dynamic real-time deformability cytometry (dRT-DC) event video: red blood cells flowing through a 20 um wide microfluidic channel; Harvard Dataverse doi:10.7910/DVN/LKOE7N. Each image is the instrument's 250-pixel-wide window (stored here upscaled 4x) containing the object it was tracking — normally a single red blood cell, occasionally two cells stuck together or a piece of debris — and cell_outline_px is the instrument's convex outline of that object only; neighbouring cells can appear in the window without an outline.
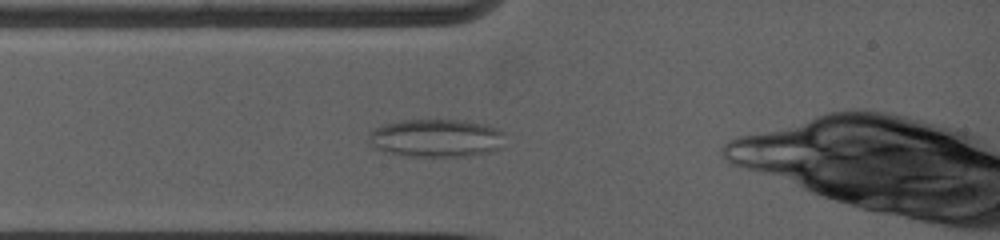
{"species": "common noctule bat (a hibernating species)", "species_latin": "Nyctalus noctula", "temperature_condition": "warm", "stored_images_in_passage": 41, "camera_frame_rate_fps": 5000, "um_per_image_px": 0.085, "animal": {"sex": "female", "body_mass_g": 19.0, "forearm_length_mm": 53.3}, "frame": {"image": 1, "passage_image": 6, "time_ms": 1.2, "image_size_px": [1000, 240], "cell_outline_px": [[504, 148], [472, 156], [404, 156], [384, 152], [372, 148], [368, 144], [368, 132], [372, 128], [384, 124], [400, 120], [464, 120], [484, 124], [500, 128], [504, 132]], "centroid_in_image_um": [37.06, 11.74], "position_along_channel_um": 47.9, "area_um2": 31.04}}
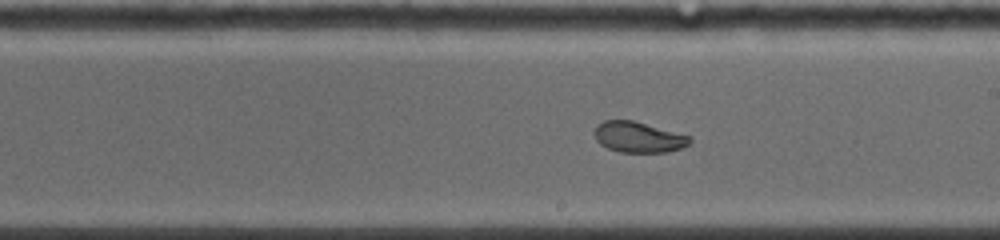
{"frame": {"image": 2, "passage_image": 25, "time_ms": 6.0, "image_size_px": [1000, 240], "cell_outline_px": [[692, 140], [688, 144], [680, 148], [668, 152], [620, 152], [608, 148], [600, 144], [596, 140], [592, 132], [596, 124], [604, 120], [632, 120], [688, 136]], "centroid_in_image_um": [54.18, 11.65], "position_along_channel_um": 234.8, "area_um2": 16.94}}
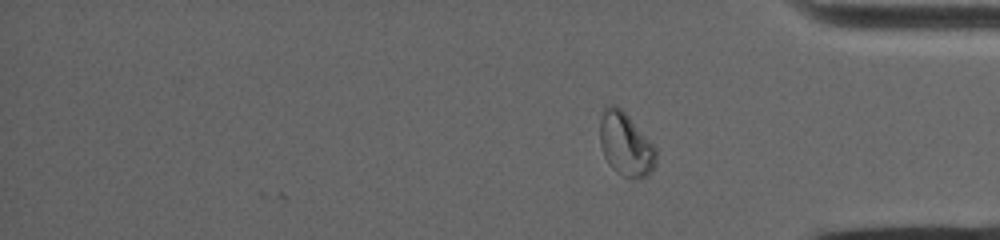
{"frame": {"image": 3, "passage_image": 41, "time_ms": 10.0, "image_size_px": [1000, 240], "cell_outline_px": [[656, 164], [652, 172], [648, 176], [632, 180], [616, 172], [608, 164], [604, 156], [600, 144], [600, 120], [604, 108], [608, 104], [616, 104], [628, 116], [656, 148]], "centroid_in_image_um": [53.18, 12.3], "position_along_channel_um": 382.0, "area_um2": 20.87}, "authors_computed_cell_mechanics": {"area_um2": 17.9758, "velocity_mm_per_s": 3.8734, "shape_relaxation_time_tau1_ms": null, "shape_relaxation_time_tau2_ms": 2.0331, "deformation_change_tau1": null, "deformation_change_tau2": 0.0613}}